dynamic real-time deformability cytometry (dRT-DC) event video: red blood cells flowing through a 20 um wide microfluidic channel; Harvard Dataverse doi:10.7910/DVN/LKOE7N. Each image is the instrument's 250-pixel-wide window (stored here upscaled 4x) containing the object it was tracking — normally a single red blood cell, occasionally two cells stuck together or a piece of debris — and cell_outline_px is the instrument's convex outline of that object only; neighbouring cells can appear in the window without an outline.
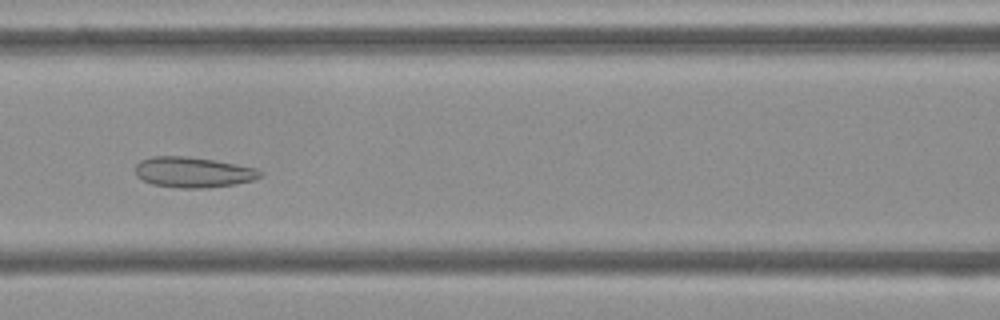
{"species": "Egyptian fruit bat (a non-hibernating species)", "species_latin": "Rousettus aegyptiacus", "temperature_condition": "cold", "stored_images_in_passage": 48, "camera_frame_rate_fps": 3000, "um_per_image_px": 0.085, "frame": {"image": 1, "passage_image": 18, "time_ms": 5.667, "image_size_px": [1000, 320], "cell_outline_px": [[264, 172], [260, 176], [252, 180], [236, 184], [204, 188], [180, 188], [152, 184], [136, 176], [136, 164], [140, 160], [152, 156], [188, 156], [212, 160], [256, 168]], "centroid_in_image_um": [16.39, 14.64], "position_along_channel_um": 150.2, "area_um2": 22.08}}
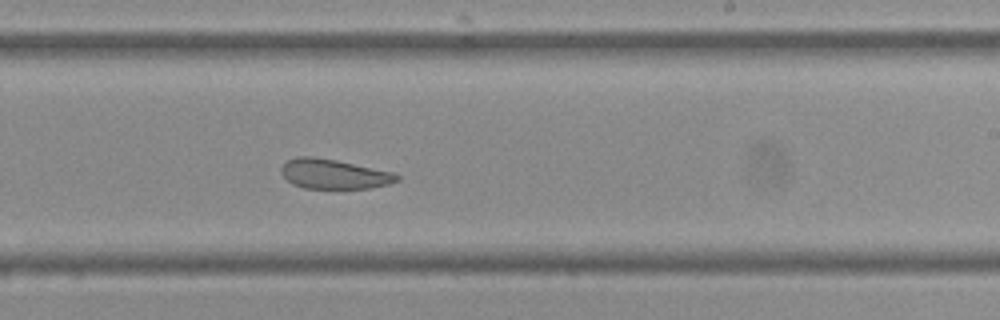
{"frame": {"image": 2, "passage_image": 27, "time_ms": 8.667, "image_size_px": [1000, 320], "cell_outline_px": [[400, 180], [388, 184], [372, 188], [304, 188], [292, 184], [280, 172], [280, 168], [288, 160], [296, 156], [312, 156], [336, 160], [396, 172], [400, 176]], "centroid_in_image_um": [28.41, 14.79], "position_along_channel_um": 260.6, "area_um2": 20.17}}
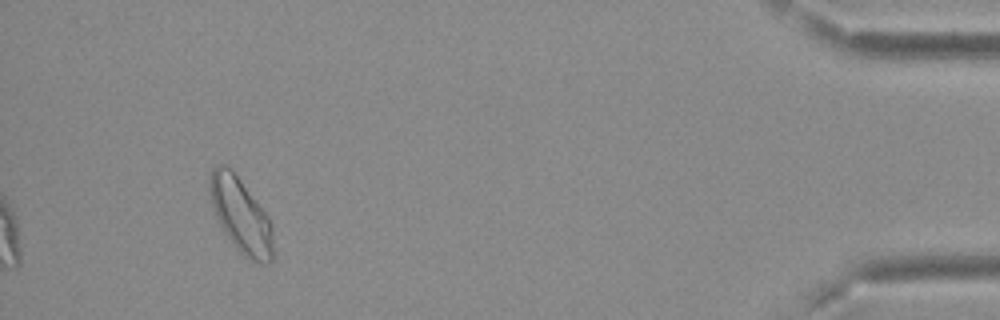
{"frame": {"image": 3, "passage_image": 45, "time_ms": 14.667, "image_size_px": [1000, 320], "cell_outline_px": [[272, 264], [260, 264], [248, 260], [236, 248], [224, 232], [212, 208], [208, 188], [208, 184], [212, 168], [216, 164], [224, 164], [232, 168], [268, 216], [272, 224]], "centroid_in_image_um": [20.45, 18.29], "position_along_channel_um": 414.7, "area_um2": 27.98}, "authors_computed_cell_mechanics": {"area_um2": 23.698, "velocity_mm_per_s": 3.6921, "shape_relaxation_time_tau1_ms": null, "shape_relaxation_time_tau2_ms": 2.1749, "deformation_change_tau1": null, "deformation_change_tau2": 0.0998}}